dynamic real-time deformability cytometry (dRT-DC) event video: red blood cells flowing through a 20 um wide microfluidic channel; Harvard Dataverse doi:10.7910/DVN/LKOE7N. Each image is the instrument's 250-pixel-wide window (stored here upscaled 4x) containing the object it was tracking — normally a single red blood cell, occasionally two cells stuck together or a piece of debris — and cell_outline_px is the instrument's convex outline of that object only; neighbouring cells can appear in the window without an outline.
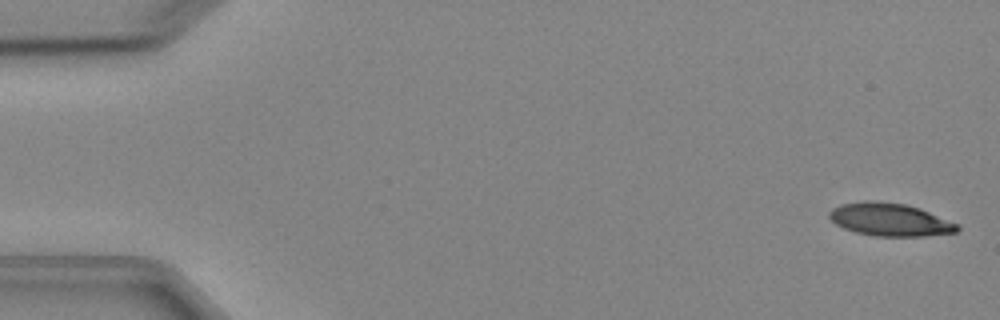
{"species": "Egyptian fruit bat (a non-hibernating species)", "species_latin": "Rousettus aegyptiacus", "temperature_condition": "cold", "stored_images_in_passage": 5, "camera_frame_rate_fps": 3000, "um_per_image_px": 0.085, "animal": {"sex": "female"}, "frame": {"image": 1, "passage_image": 1, "time_ms": 0.0, "image_size_px": [1000, 320], "cell_outline_px": [[960, 228], [956, 232], [928, 236], [876, 236], [856, 232], [844, 228], [836, 224], [828, 216], [828, 212], [832, 208], [840, 204], [864, 200], [876, 200], [904, 204], [920, 208], [960, 224]], "centroid_in_image_um": [75.65, 18.66], "position_along_channel_um": 9.3, "area_um2": 24.74}}
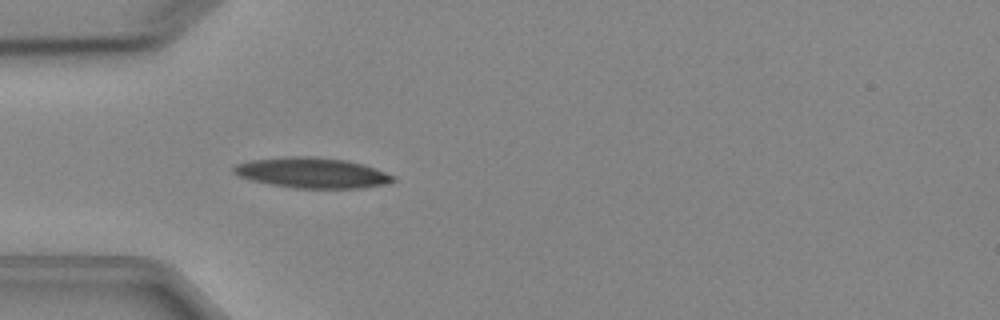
{"frame": {"image": 2, "passage_image": 5, "time_ms": 4.667, "image_size_px": [1000, 320], "cell_outline_px": [[396, 180], [384, 184], [360, 188], [296, 188], [272, 184], [252, 180], [240, 176], [232, 172], [232, 168], [236, 164], [252, 160], [296, 156], [308, 156], [344, 160], [376, 168], [396, 176]], "centroid_in_image_um": [26.55, 14.69], "position_along_channel_um": 58.5, "area_um2": 27.86}}